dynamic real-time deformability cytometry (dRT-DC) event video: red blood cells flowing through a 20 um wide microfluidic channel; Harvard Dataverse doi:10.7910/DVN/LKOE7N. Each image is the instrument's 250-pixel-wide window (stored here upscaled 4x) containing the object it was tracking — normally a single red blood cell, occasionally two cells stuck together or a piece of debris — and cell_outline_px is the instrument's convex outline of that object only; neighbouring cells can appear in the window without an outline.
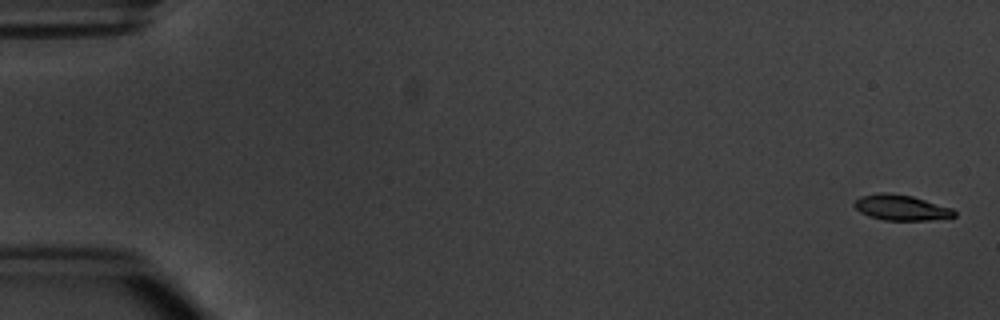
{"species": "common noctule bat (a hibernating species)", "species_latin": "Nyctalus noctula", "temperature_condition": "warm", "stored_images_in_passage": 5, "camera_frame_rate_fps": 3000, "um_per_image_px": 0.085, "animal": {"sex": "male", "body_mass_g": 20.1, "forearm_length_mm": 53.5}, "frame": {"image": 1, "passage_image": 1, "time_ms": 0.0, "image_size_px": [1000, 320], "cell_outline_px": [[956, 216], [928, 220], [884, 220], [868, 216], [860, 212], [852, 204], [860, 196], [880, 192], [888, 192], [912, 196], [952, 208], [956, 212]], "centroid_in_image_um": [76.57, 17.64], "position_along_channel_um": 8.4, "area_um2": 14.85}}
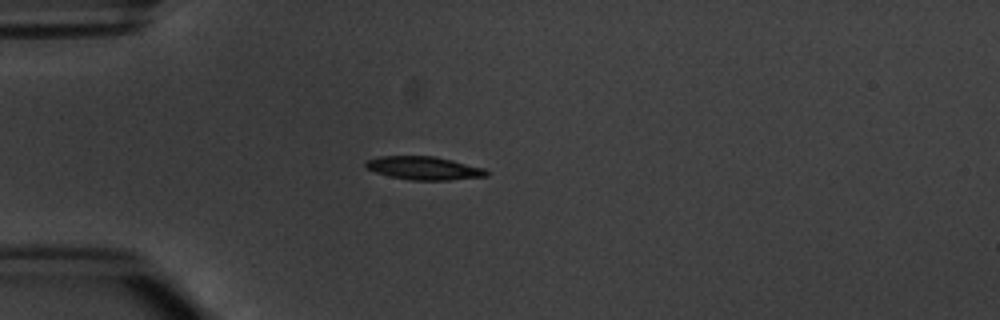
{"frame": {"image": 2, "passage_image": 5, "time_ms": 4.667, "image_size_px": [1000, 320], "cell_outline_px": [[488, 176], [448, 180], [408, 180], [376, 172], [364, 168], [364, 164], [368, 160], [380, 156], [436, 156], [484, 168], [488, 172]], "centroid_in_image_um": [36.03, 14.29], "position_along_channel_um": 49.0, "area_um2": 16.3}}